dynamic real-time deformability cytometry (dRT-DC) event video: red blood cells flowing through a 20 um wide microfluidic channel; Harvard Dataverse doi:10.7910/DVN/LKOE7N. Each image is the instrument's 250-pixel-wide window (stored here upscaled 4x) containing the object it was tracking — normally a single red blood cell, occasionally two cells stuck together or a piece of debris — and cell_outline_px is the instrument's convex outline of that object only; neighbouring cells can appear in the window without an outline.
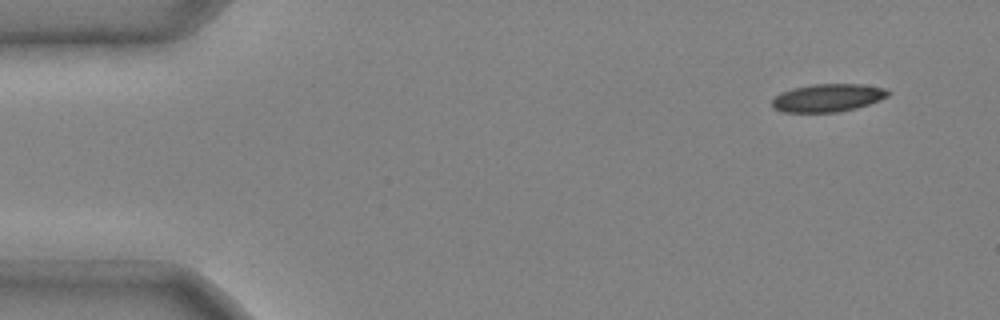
{"species": "common noctule bat (a hibernating species)", "species_latin": "Nyctalus noctula", "temperature_condition": "cold", "stored_images_in_passage": 5, "camera_frame_rate_fps": 3000, "um_per_image_px": 0.085, "animal": {"sex": "male", "body_mass_g": 20.4}, "frame": {"image": 1, "passage_image": 1, "time_ms": 0.0, "image_size_px": [1000, 320], "cell_outline_px": [[892, 92], [888, 96], [880, 100], [856, 108], [840, 112], [784, 112], [772, 108], [772, 100], [780, 92], [792, 88], [812, 84], [860, 84], [884, 88]], "centroid_in_image_um": [70.35, 8.31], "position_along_channel_um": 14.6, "area_um2": 18.96}}
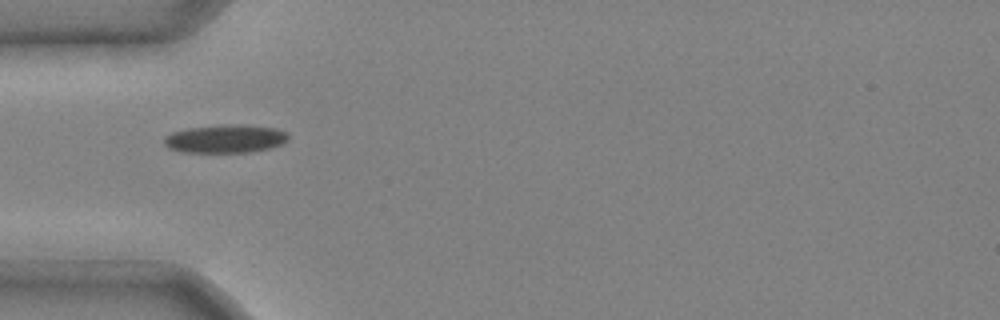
{"frame": {"image": 2, "passage_image": 4, "time_ms": 1.0, "image_size_px": [1000, 320], "cell_outline_px": [[288, 140], [280, 144], [268, 148], [248, 152], [180, 152], [168, 148], [164, 144], [164, 136], [172, 132], [188, 128], [276, 128], [288, 132]], "centroid_in_image_um": [19.09, 11.87], "position_along_channel_um": 65.9, "area_um2": 19.02}}
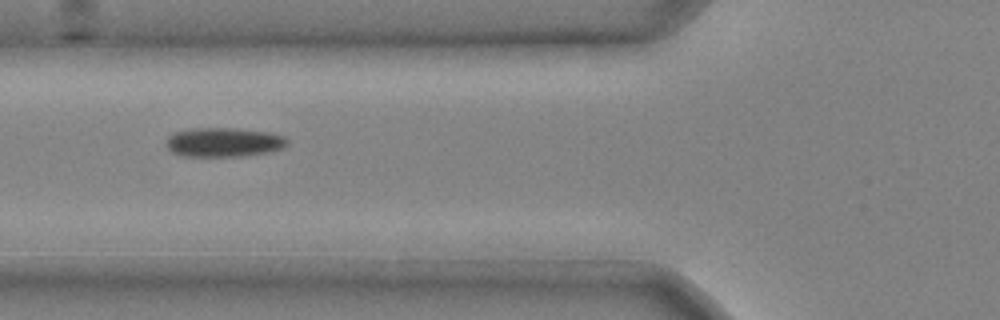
{"frame": {"image": 3, "passage_image": 5, "time_ms": 1.333, "image_size_px": [1000, 320], "cell_outline_px": [[288, 144], [284, 148], [268, 152], [244, 156], [180, 156], [172, 152], [164, 144], [168, 136], [176, 132], [192, 128], [232, 128], [268, 132], [284, 136], [288, 140]], "centroid_in_image_um": [19.01, 12.09], "position_along_channel_um": 106.8, "area_um2": 20.75}}